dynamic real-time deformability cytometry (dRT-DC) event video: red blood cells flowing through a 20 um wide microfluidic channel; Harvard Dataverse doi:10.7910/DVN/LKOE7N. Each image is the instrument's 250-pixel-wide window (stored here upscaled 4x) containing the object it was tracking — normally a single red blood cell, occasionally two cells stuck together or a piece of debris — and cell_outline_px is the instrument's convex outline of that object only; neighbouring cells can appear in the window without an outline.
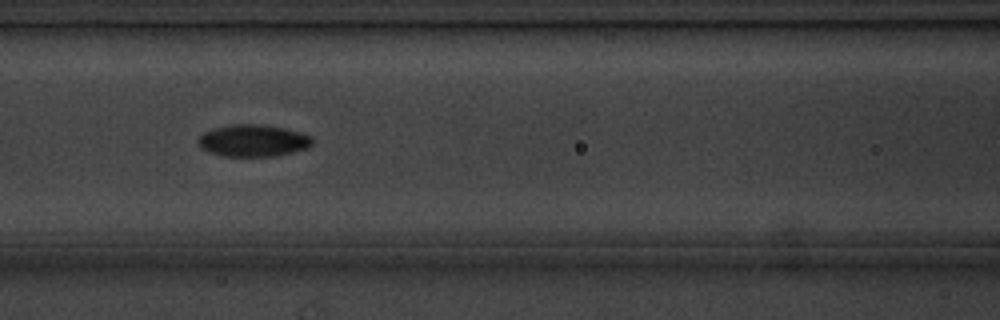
{"species": "common noctule bat (a hibernating species)", "species_latin": "Nyctalus noctula", "temperature_condition": "cold", "stored_images_in_passage": 10, "camera_frame_rate_fps": 3000, "um_per_image_px": 0.085, "animal": {"sex": "male", "body_mass_g": 20.1, "forearm_length_mm": 53.5}, "frame": {"image": 1, "passage_image": 6, "time_ms": 5.667, "image_size_px": [1000, 320], "cell_outline_px": [[312, 144], [308, 148], [276, 156], [220, 156], [200, 148], [200, 136], [204, 132], [216, 128], [232, 124], [260, 124], [284, 128], [300, 132], [312, 136]], "centroid_in_image_um": [21.54, 11.95], "position_along_channel_um": 145.1, "area_um2": 21.15}}
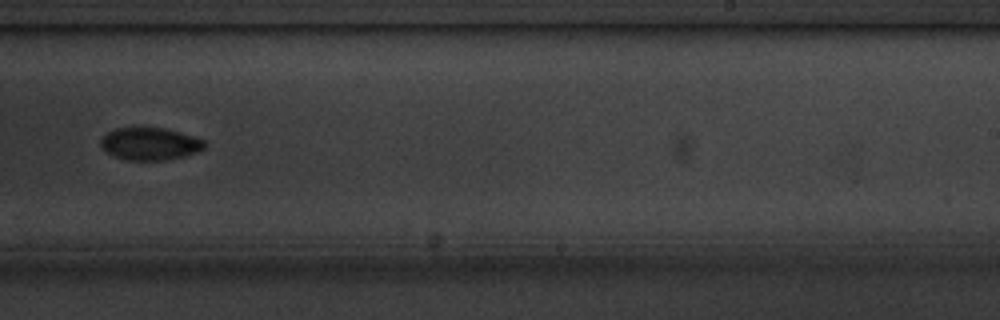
{"frame": {"image": 2, "passage_image": 9, "time_ms": 9.333, "image_size_px": [1000, 320], "cell_outline_px": [[208, 144], [204, 148], [196, 152], [184, 156], [164, 160], [128, 160], [116, 156], [100, 148], [100, 140], [108, 132], [116, 128], [164, 128], [180, 132], [204, 140]], "centroid_in_image_um": [12.75, 12.22], "position_along_channel_um": 276.2, "area_um2": 19.48}}